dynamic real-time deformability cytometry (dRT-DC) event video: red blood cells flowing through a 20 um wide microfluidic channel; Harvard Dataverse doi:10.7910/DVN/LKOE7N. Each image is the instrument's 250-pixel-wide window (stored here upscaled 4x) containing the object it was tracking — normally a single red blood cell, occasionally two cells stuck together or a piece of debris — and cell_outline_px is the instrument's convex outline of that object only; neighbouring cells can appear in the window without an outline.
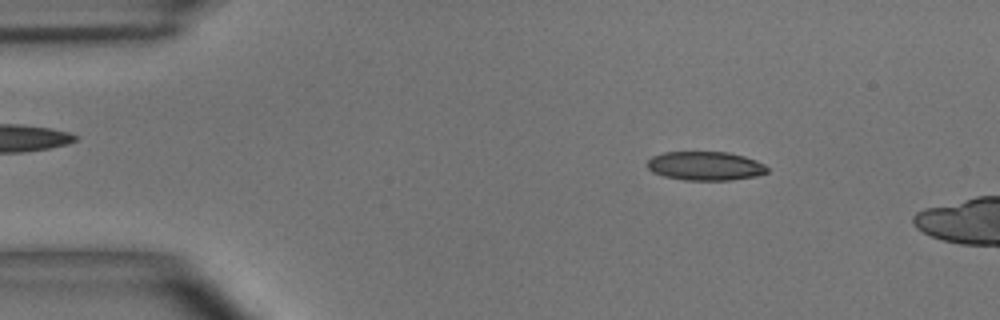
{"species": "common noctule bat (a hibernating species)", "species_latin": "Nyctalus noctula", "temperature_condition": "room temperature", "stored_images_in_passage": 13, "camera_frame_rate_fps": 3000, "um_per_image_px": 0.085, "animal": {"sex": "male", "body_mass_g": 15.6}, "frame": {"image": 1, "passage_image": 8, "time_ms": 2.333, "image_size_px": [1000, 320], "cell_outline_px": [[768, 172], [756, 176], [732, 180], [684, 180], [664, 176], [652, 172], [648, 168], [648, 160], [652, 156], [664, 152], [728, 152], [744, 156], [756, 160], [764, 164], [768, 168]], "centroid_in_image_um": [59.96, 14.1], "position_along_channel_um": 25.0, "area_um2": 20.23}}